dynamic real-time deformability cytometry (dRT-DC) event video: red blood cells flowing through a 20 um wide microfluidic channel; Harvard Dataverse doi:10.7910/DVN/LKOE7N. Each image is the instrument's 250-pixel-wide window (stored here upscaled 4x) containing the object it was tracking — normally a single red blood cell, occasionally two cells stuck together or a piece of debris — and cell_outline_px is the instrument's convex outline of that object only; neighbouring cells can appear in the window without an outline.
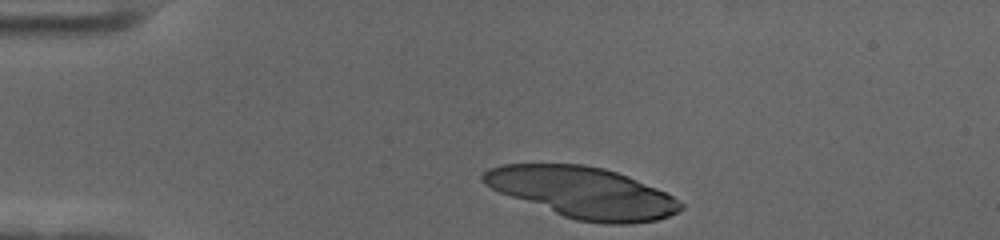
{"species": "human", "species_latin": "Homo sapiens", "temperature_condition": "cold", "stored_images_in_passage": 37, "segment_of_instrument_passage": [1, 2], "camera_frame_rate_fps": 3000, "um_per_image_px": 0.085, "donor": {"sex": "female"}, "frame": {"image": 1, "passage_image": 1, "time_ms": 0.0, "image_size_px": [1000, 240], "cell_outline_px": [[684, 208], [668, 216], [656, 220], [628, 224], [604, 224], [576, 220], [564, 216], [500, 192], [484, 184], [480, 180], [480, 176], [488, 168], [500, 164], [584, 164], [604, 168], [628, 176], [656, 188], [672, 196], [684, 204]], "centroid_in_image_um": [49.53, 16.35], "position_along_channel_um": 35.5, "area_um2": 58.26}}